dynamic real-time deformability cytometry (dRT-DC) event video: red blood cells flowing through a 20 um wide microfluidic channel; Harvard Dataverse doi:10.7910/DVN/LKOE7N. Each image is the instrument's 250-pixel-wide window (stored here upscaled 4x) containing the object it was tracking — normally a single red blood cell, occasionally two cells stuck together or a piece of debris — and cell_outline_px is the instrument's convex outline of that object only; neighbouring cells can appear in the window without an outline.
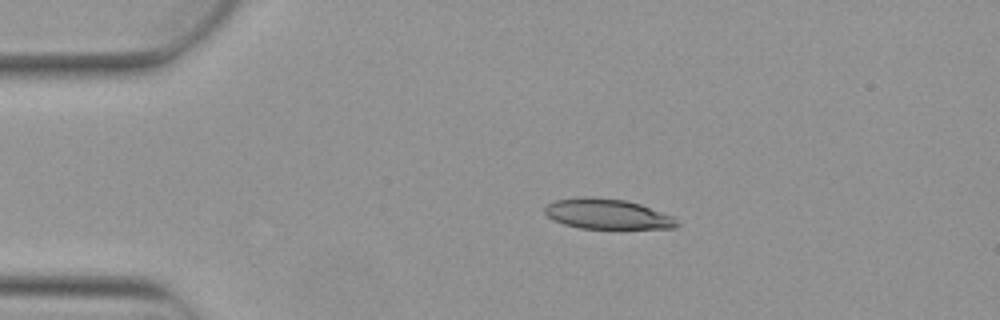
{"species": "Egyptian fruit bat (a non-hibernating species)", "species_latin": "Rousettus aegyptiacus", "temperature_condition": "warm", "stored_images_in_passage": 3, "camera_frame_rate_fps": 3000, "um_per_image_px": 0.085, "animal": {"sex": "female"}, "frame": {"image": 1, "passage_image": 2, "time_ms": 0.333, "image_size_px": [1000, 320], "cell_outline_px": [[680, 224], [676, 228], [580, 228], [564, 224], [552, 220], [544, 212], [544, 208], [548, 204], [556, 200], [580, 196], [592, 196], [624, 200], [640, 204], [672, 216]], "centroid_in_image_um": [51.59, 18.18], "position_along_channel_um": 33.4, "area_um2": 23.18}}